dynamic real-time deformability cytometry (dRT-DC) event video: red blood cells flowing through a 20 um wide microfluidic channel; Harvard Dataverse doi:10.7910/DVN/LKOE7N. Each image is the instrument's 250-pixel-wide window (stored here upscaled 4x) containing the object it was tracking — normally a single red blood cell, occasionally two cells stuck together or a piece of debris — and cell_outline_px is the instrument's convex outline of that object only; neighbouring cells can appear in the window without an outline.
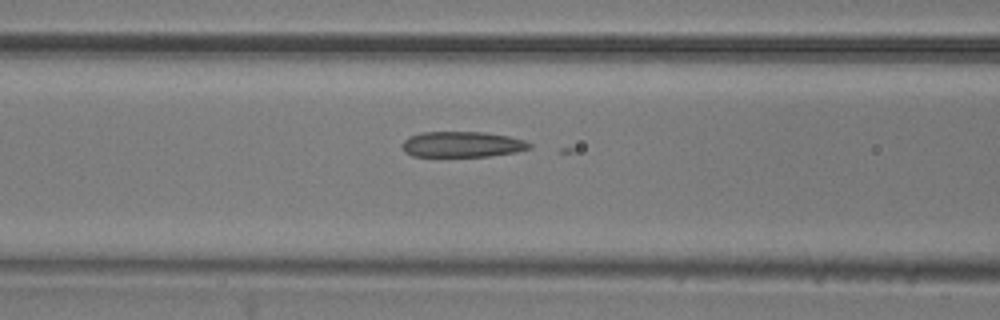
{"species": "common noctule bat (a hibernating species)", "species_latin": "Nyctalus noctula", "temperature_condition": "room temperature", "stored_images_in_passage": 28, "camera_frame_rate_fps": 3000, "um_per_image_px": 0.085, "animal": {"sex": "male", "body_mass_g": 20.5, "forearm_length_mm": 52.5}, "frame": {"image": 1, "passage_image": 20, "time_ms": 6.333, "image_size_px": [1000, 320], "cell_outline_px": [[532, 148], [516, 152], [488, 156], [412, 156], [404, 152], [404, 140], [408, 136], [420, 132], [484, 132], [508, 136], [524, 140], [532, 144]], "centroid_in_image_um": [39.3, 12.26], "position_along_channel_um": 127.3, "area_um2": 19.02}}
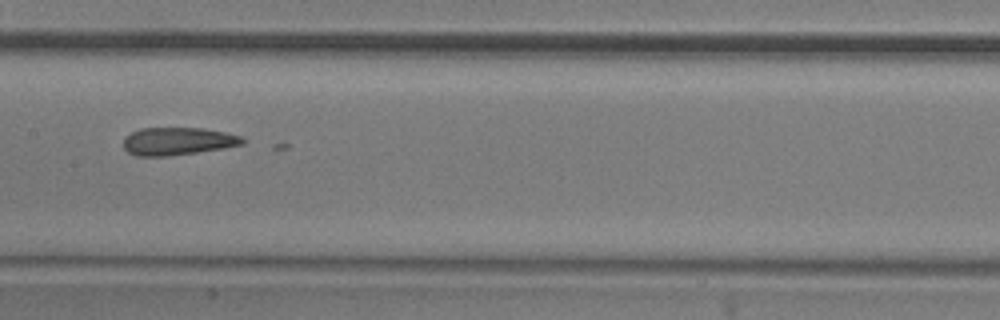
{"frame": {"image": 2, "passage_image": 25, "time_ms": 8.0, "image_size_px": [1000, 320], "cell_outline_px": [[244, 144], [224, 148], [168, 156], [136, 156], [128, 152], [124, 148], [124, 136], [140, 128], [200, 128], [224, 132], [240, 136], [244, 140]], "centroid_in_image_um": [15.07, 12.0], "position_along_channel_um": 192.3, "area_um2": 19.13}}